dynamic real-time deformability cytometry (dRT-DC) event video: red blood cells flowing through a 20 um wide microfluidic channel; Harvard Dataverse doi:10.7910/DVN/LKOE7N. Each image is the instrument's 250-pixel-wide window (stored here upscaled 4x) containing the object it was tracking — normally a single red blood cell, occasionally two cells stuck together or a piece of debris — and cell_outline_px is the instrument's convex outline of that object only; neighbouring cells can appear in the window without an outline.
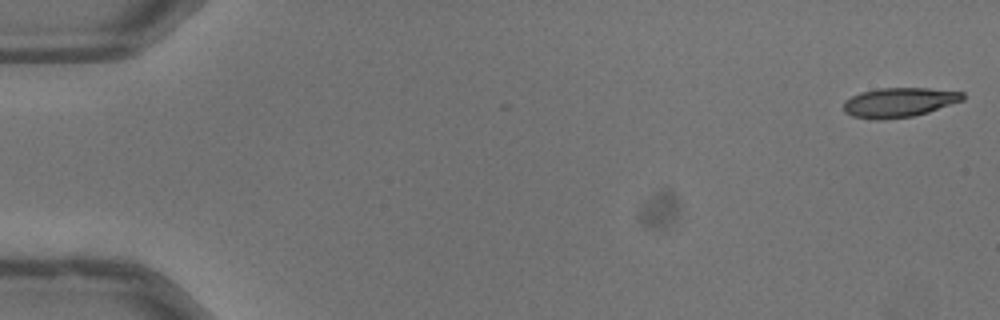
{"species": "common noctule bat (a hibernating species)", "species_latin": "Nyctalus noctula", "temperature_condition": "warm", "stored_images_in_passage": 28, "camera_frame_rate_fps": 3000, "um_per_image_px": 0.085, "animal": {"sex": "male", "body_mass_g": 13.3}, "frame": {"image": 1, "passage_image": 1, "time_ms": 0.0, "image_size_px": [1000, 320], "cell_outline_px": [[964, 100], [928, 112], [912, 116], [884, 120], [872, 120], [852, 116], [844, 112], [844, 100], [860, 92], [876, 88], [928, 88], [964, 92]], "centroid_in_image_um": [76.4, 8.7], "position_along_channel_um": 8.6, "area_um2": 20.69}}
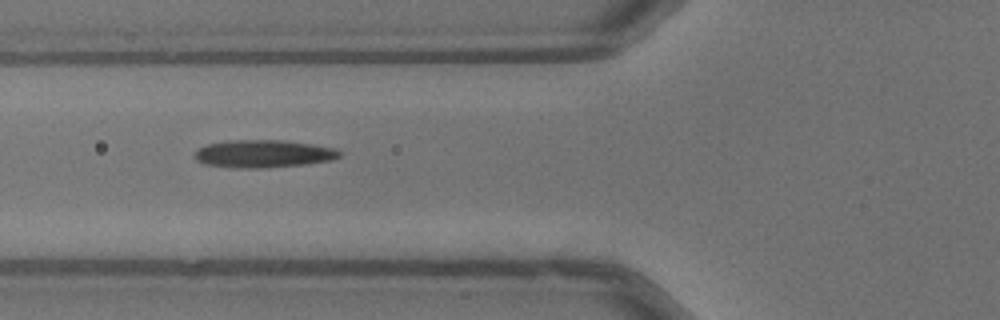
{"frame": {"image": 2, "passage_image": 20, "time_ms": 6.333, "image_size_px": [1000, 320], "cell_outline_px": [[340, 156], [332, 160], [304, 164], [260, 168], [236, 168], [204, 164], [196, 160], [192, 156], [192, 152], [208, 144], [228, 140], [284, 140], [312, 144], [336, 148], [340, 152]], "centroid_in_image_um": [22.35, 13.06], "position_along_channel_um": 103.5, "area_um2": 23.47}}
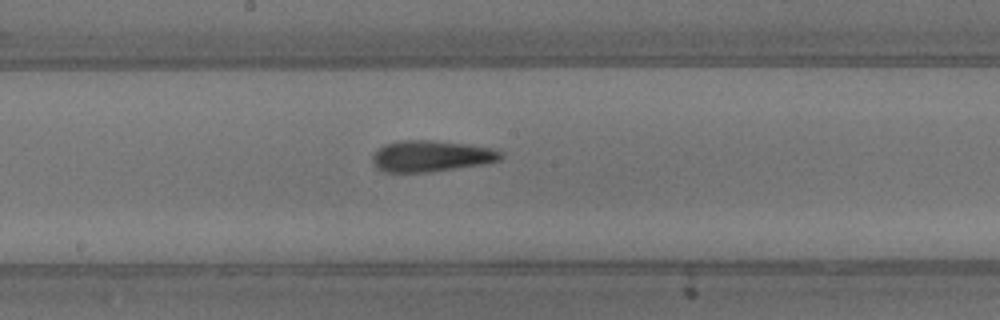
{"frame": {"image": 3, "passage_image": 28, "time_ms": 9.0, "image_size_px": [1000, 320], "cell_outline_px": [[504, 156], [500, 160], [488, 164], [428, 172], [384, 172], [376, 168], [372, 160], [372, 156], [384, 144], [396, 140], [432, 140], [472, 144], [496, 148], [504, 152]], "centroid_in_image_um": [36.73, 13.26], "position_along_channel_um": 211.5, "area_um2": 23.93}}